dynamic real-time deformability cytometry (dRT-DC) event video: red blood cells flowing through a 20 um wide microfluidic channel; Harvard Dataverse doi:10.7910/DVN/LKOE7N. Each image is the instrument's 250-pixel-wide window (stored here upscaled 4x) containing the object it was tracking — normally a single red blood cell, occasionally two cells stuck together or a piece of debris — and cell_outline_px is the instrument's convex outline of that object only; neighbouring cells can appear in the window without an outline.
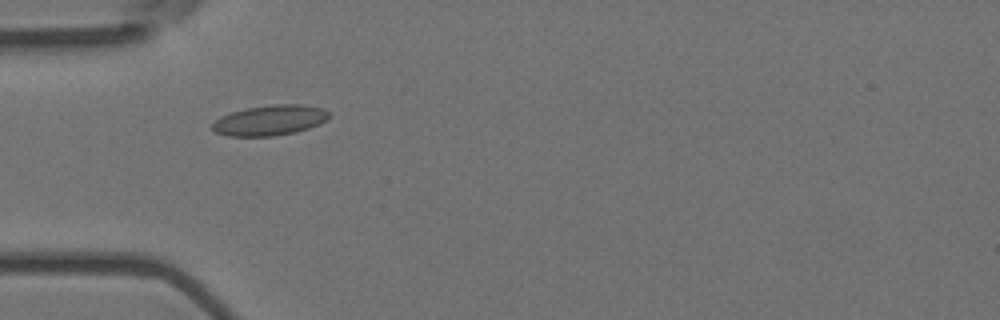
{"species": "Egyptian fruit bat (a non-hibernating species)", "species_latin": "Rousettus aegyptiacus", "temperature_condition": "room temperature", "stored_images_in_passage": 6, "camera_frame_rate_fps": 3000, "um_per_image_px": 0.085, "animal": {"sex": "female"}, "frame": {"image": 1, "passage_image": 5, "time_ms": 1.333, "image_size_px": [1000, 320], "cell_outline_px": [[328, 120], [320, 124], [296, 132], [272, 136], [228, 136], [216, 132], [212, 128], [212, 124], [220, 116], [232, 112], [248, 108], [272, 104], [304, 104], [324, 108], [328, 112]], "centroid_in_image_um": [22.97, 10.22], "position_along_channel_um": 62.0, "area_um2": 20.63}}
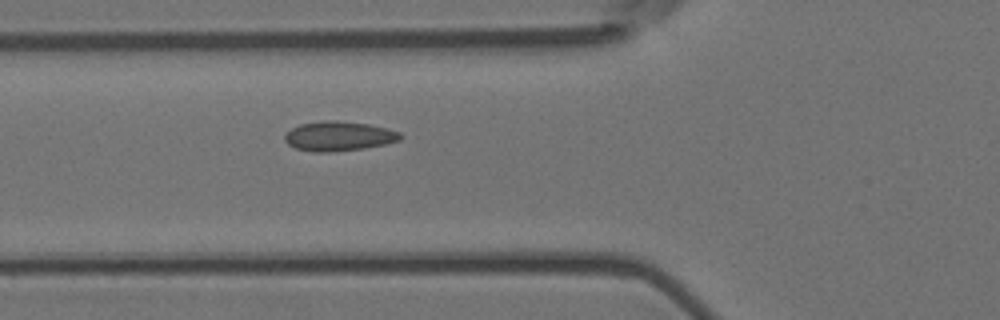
{"frame": {"image": 2, "passage_image": 6, "time_ms": 1.667, "image_size_px": [1000, 320], "cell_outline_px": [[404, 136], [400, 140], [384, 144], [364, 148], [328, 152], [316, 152], [296, 148], [288, 144], [284, 140], [284, 136], [292, 128], [300, 124], [328, 120], [336, 120], [368, 124], [400, 132]], "centroid_in_image_um": [28.8, 11.57], "position_along_channel_um": 97.0, "area_um2": 19.71}}